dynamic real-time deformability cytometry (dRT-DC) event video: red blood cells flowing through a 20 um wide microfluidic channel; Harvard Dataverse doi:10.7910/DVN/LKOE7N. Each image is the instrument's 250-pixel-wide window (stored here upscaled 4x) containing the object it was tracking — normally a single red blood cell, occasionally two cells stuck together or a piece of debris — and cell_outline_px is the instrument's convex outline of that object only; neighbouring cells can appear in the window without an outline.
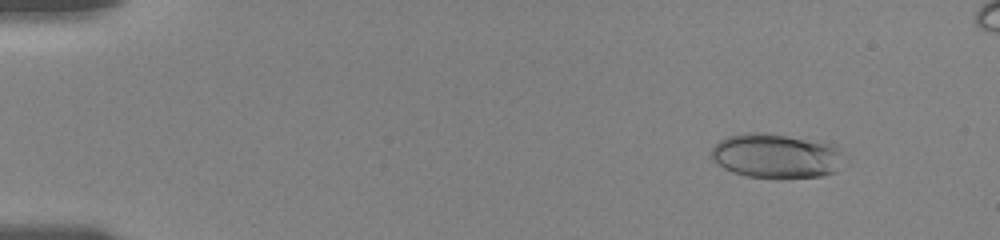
{"species": "human", "species_latin": "Homo sapiens", "temperature_condition": "room temperature", "stored_images_in_passage": 113, "camera_frame_rate_fps": 3000, "um_per_image_px": 0.085, "donor": {"sex": "female"}, "frame": {"image": 1, "passage_image": 13, "time_ms": 2.0, "image_size_px": [1000, 240], "cell_outline_px": [[848, 160], [836, 172], [820, 176], [780, 180], [776, 180], [748, 176], [724, 168], [716, 164], [712, 160], [708, 152], [720, 140], [728, 136], [748, 132], [764, 132], [804, 140], [836, 148]], "centroid_in_image_um": [65.93, 13.3], "position_along_channel_um": 19.1, "area_um2": 34.56}}
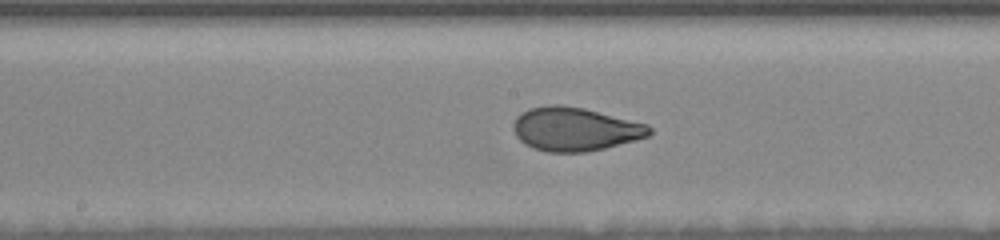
{"frame": {"image": 2, "passage_image": 59, "time_ms": 10.0, "image_size_px": [1000, 240], "cell_outline_px": [[652, 132], [648, 136], [604, 148], [588, 152], [548, 152], [532, 148], [524, 144], [516, 136], [512, 128], [512, 124], [516, 116], [520, 112], [528, 108], [548, 104], [560, 104], [584, 108], [648, 124], [652, 128]], "centroid_in_image_um": [48.82, 10.96], "position_along_channel_um": 199.4, "area_um2": 34.85}}
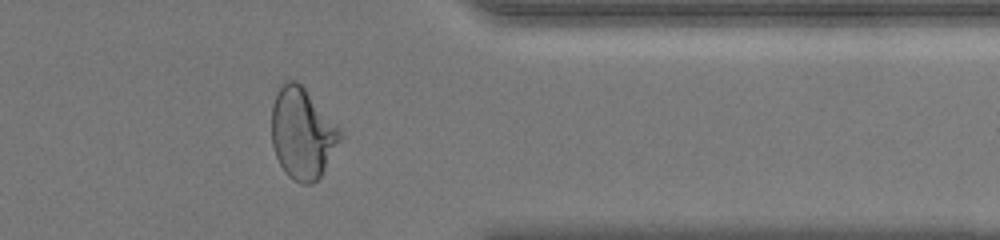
{"frame": {"image": 3, "passage_image": 97, "time_ms": 15.333, "image_size_px": [1000, 240], "cell_outline_px": [[344, 136], [320, 176], [312, 184], [300, 184], [292, 180], [284, 172], [276, 156], [272, 144], [272, 104], [276, 92], [288, 80], [296, 80], [304, 88], [340, 128]], "centroid_in_image_um": [25.7, 11.37], "position_along_channel_um": 385.7, "area_um2": 36.24}, "authors_computed_cell_mechanics": {"area_um2": 34.3332, "velocity_mm_per_s": 3.6399, "shape_relaxation_time_tau1_ms": 8.6793, "shape_relaxation_time_tau2_ms": 0.7484, "deformation_change_tau1": 0.2452, "deformation_change_tau2": 0.0687}}